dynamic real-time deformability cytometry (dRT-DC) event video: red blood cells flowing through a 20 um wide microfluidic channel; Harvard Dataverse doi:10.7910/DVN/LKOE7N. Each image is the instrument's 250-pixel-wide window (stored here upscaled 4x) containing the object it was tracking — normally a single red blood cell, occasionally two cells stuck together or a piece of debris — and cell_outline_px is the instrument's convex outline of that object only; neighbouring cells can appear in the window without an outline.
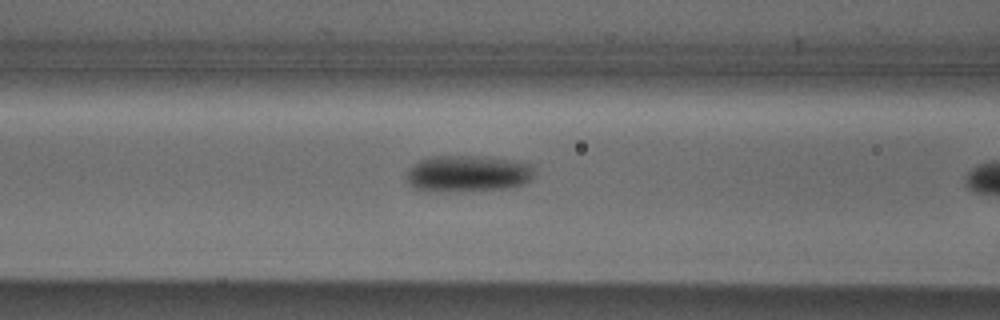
{"species": "Egyptian fruit bat (a non-hibernating species)", "species_latin": "Rousettus aegyptiacus", "temperature_condition": "cold", "stored_images_in_passage": 11, "camera_frame_rate_fps": 3000, "um_per_image_px": 0.085, "animal": {"sex": "male"}, "frame": {"image": 1, "passage_image": 10, "time_ms": 3.0, "image_size_px": [1000, 320], "cell_outline_px": [[532, 176], [528, 184], [508, 188], [444, 192], [424, 192], [412, 188], [408, 184], [404, 176], [408, 168], [412, 164], [420, 160], [432, 156], [488, 156], [512, 160], [532, 164]], "centroid_in_image_um": [39.68, 14.77], "position_along_channel_um": 126.9, "area_um2": 27.98}}